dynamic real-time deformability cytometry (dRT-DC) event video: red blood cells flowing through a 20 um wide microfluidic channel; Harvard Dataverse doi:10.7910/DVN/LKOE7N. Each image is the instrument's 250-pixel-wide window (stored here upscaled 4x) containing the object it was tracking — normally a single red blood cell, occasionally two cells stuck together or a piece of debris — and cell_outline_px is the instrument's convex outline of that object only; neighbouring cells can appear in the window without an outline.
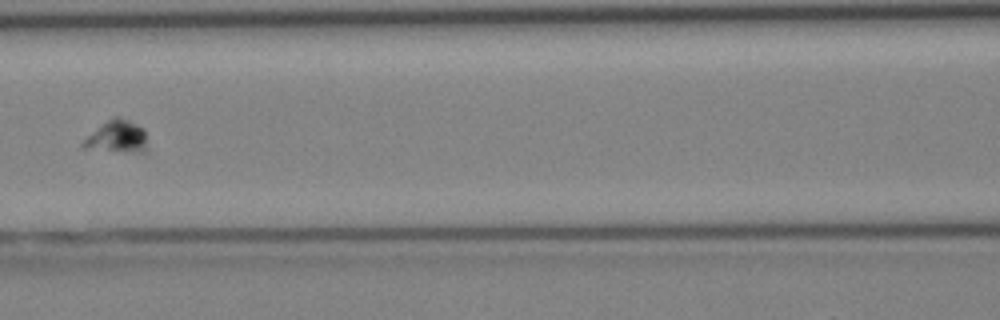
{"species": "Egyptian fruit bat (a non-hibernating species)", "species_latin": "Rousettus aegyptiacus", "temperature_condition": "cold", "stored_images_in_passage": 3, "camera_frame_rate_fps": 3000, "um_per_image_px": 0.085, "animal": {"sex": "female"}, "frame": {"image": 1, "passage_image": 3, "time_ms": 2.333, "image_size_px": [1000, 320], "cell_outline_px": [[148, 152], [132, 152], [84, 148], [80, 144], [88, 136], [112, 116], [120, 116], [144, 128], [148, 148]], "centroid_in_image_um": [10.01, 11.62], "position_along_channel_um": 156.6, "area_um2": 12.02}}